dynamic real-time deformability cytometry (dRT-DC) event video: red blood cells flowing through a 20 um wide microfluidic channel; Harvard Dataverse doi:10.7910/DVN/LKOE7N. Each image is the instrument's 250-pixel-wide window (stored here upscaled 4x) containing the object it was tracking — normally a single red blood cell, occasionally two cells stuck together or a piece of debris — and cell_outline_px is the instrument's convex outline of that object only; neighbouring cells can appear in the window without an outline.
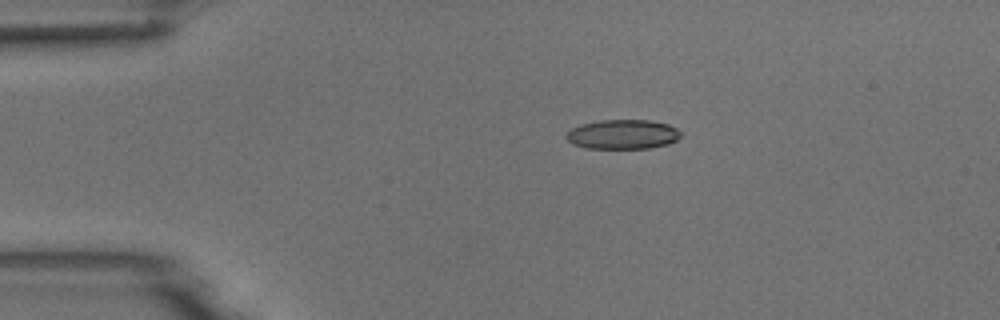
{"species": "common noctule bat (a hibernating species)", "species_latin": "Nyctalus noctula", "temperature_condition": "room temperature", "stored_images_in_passage": 9, "camera_frame_rate_fps": 3000, "um_per_image_px": 0.085, "animal": {"sex": "male", "body_mass_g": 18.8}, "frame": {"image": 1, "passage_image": 3, "time_ms": 2.667, "image_size_px": [1000, 320], "cell_outline_px": [[680, 136], [676, 140], [668, 144], [648, 148], [584, 148], [572, 144], [564, 136], [572, 128], [580, 124], [600, 120], [648, 120], [668, 124], [676, 128], [680, 132]], "centroid_in_image_um": [52.9, 11.42], "position_along_channel_um": 32.1, "area_um2": 19.65}}